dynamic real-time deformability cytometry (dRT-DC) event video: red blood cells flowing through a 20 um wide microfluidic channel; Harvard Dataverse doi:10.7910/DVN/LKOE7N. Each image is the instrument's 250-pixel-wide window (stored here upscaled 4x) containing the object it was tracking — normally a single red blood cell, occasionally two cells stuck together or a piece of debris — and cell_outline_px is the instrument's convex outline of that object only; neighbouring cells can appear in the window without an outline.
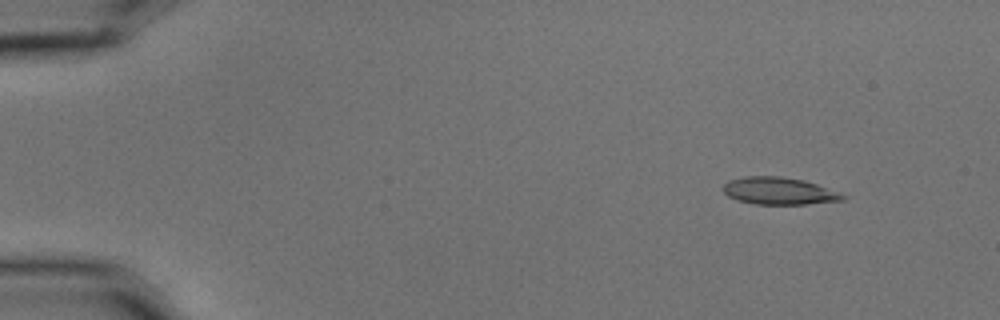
{"species": "common noctule bat (a hibernating species)", "species_latin": "Nyctalus noctula", "temperature_condition": "cold", "stored_images_in_passage": 4, "camera_frame_rate_fps": 3000, "um_per_image_px": 0.085, "animal": {"sex": "male", "body_mass_g": 15.6}, "frame": {"image": 1, "passage_image": 1, "time_ms": 0.0, "image_size_px": [1000, 320], "cell_outline_px": [[848, 196], [844, 200], [808, 204], [756, 204], [740, 200], [728, 196], [724, 192], [724, 184], [728, 180], [744, 176], [780, 176], [804, 180], [840, 192]], "centroid_in_image_um": [66.25, 16.22], "position_along_channel_um": 18.7, "area_um2": 18.96}}
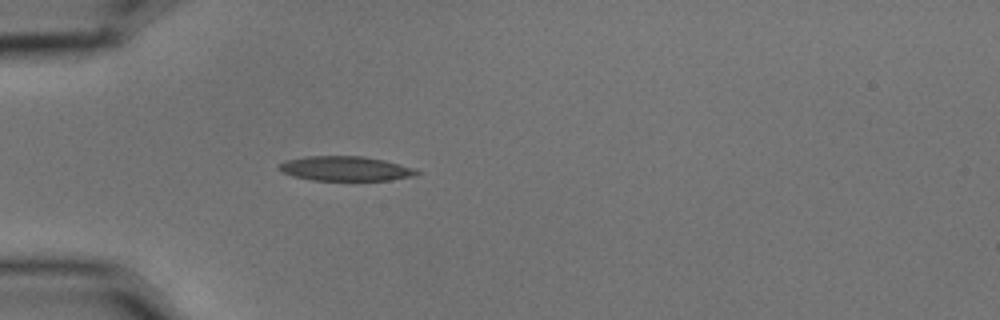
{"frame": {"image": 2, "passage_image": 4, "time_ms": 1.0, "image_size_px": [1000, 320], "cell_outline_px": [[424, 172], [416, 176], [392, 180], [312, 180], [292, 176], [284, 172], [280, 168], [280, 164], [284, 160], [304, 156], [364, 156], [384, 160], [416, 168]], "centroid_in_image_um": [29.44, 14.33], "position_along_channel_um": 55.6, "area_um2": 19.94}}